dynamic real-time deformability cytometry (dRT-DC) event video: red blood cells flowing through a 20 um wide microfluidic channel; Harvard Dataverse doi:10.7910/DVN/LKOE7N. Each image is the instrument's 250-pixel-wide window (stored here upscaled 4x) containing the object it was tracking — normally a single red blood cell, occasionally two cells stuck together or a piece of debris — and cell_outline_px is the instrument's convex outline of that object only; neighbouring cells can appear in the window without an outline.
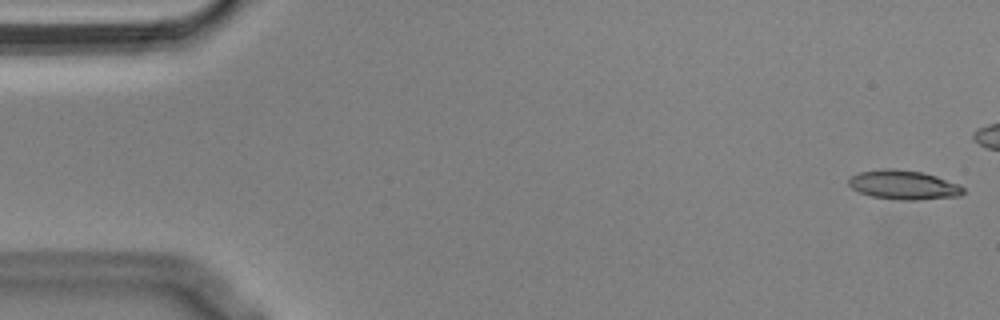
{"species": "Egyptian fruit bat (a non-hibernating species)", "species_latin": "Rousettus aegyptiacus", "temperature_condition": "cold", "stored_images_in_passage": 45, "camera_frame_rate_fps": 3000, "um_per_image_px": 0.085, "animal": {"sex": "male"}, "frame": {"image": 1, "passage_image": 1, "time_ms": 0.0, "image_size_px": [1000, 320], "cell_outline_px": [[964, 192], [960, 196], [916, 200], [900, 200], [872, 196], [860, 192], [852, 188], [848, 184], [848, 180], [852, 176], [860, 172], [884, 168], [892, 168], [924, 172], [960, 184], [964, 188]], "centroid_in_image_um": [76.83, 15.71], "position_along_channel_um": 8.2, "area_um2": 19.54}}
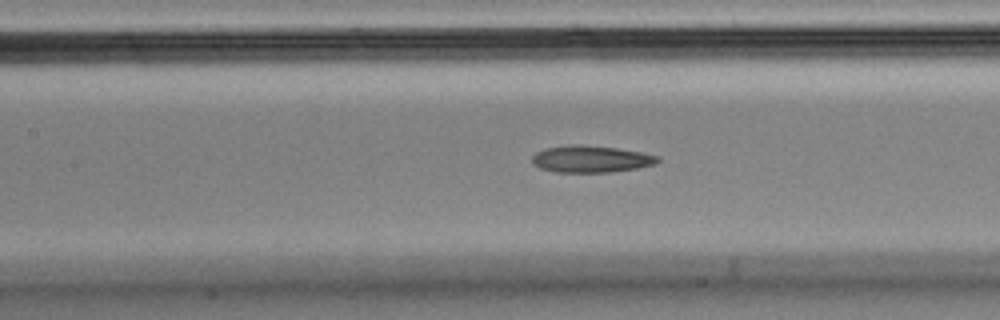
{"frame": {"image": 2, "passage_image": 24, "time_ms": 7.667, "image_size_px": [1000, 320], "cell_outline_px": [[660, 160], [656, 164], [636, 168], [608, 172], [556, 172], [540, 168], [532, 164], [532, 156], [536, 152], [544, 148], [576, 144], [580, 144], [616, 148], [640, 152], [660, 156]], "centroid_in_image_um": [50.21, 13.51], "position_along_channel_um": 157.2, "area_um2": 19.65}}
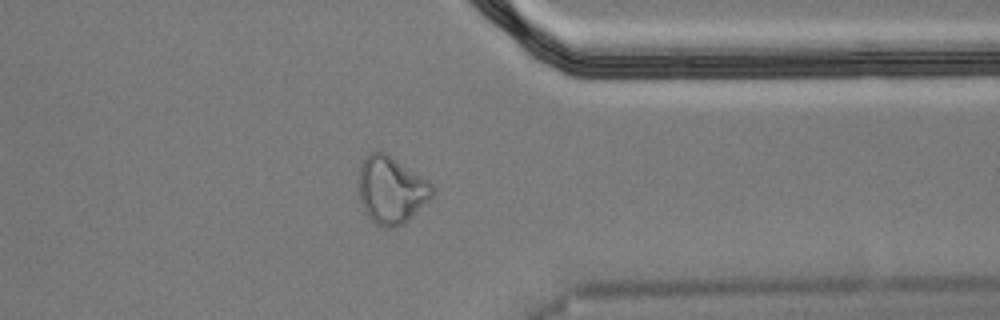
{"frame": {"image": 3, "passage_image": 43, "time_ms": 14.0, "image_size_px": [1000, 320], "cell_outline_px": [[436, 192], [404, 224], [392, 228], [384, 228], [376, 224], [368, 216], [360, 200], [360, 160], [368, 152], [384, 152], [428, 180], [436, 188]], "centroid_in_image_um": [33.26, 16.15], "position_along_channel_um": 378.1, "area_um2": 28.67}}